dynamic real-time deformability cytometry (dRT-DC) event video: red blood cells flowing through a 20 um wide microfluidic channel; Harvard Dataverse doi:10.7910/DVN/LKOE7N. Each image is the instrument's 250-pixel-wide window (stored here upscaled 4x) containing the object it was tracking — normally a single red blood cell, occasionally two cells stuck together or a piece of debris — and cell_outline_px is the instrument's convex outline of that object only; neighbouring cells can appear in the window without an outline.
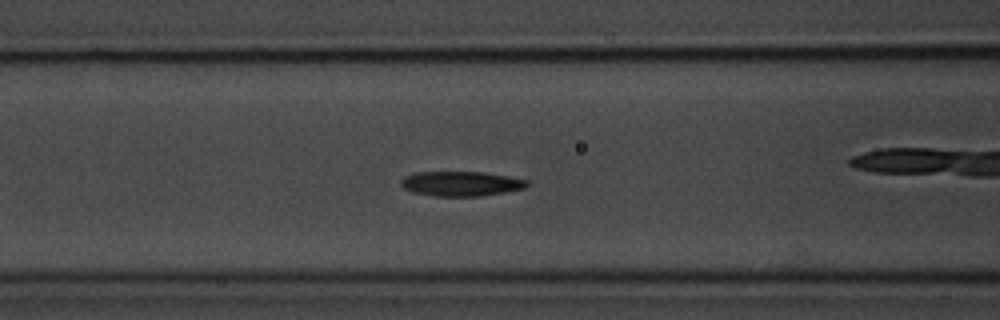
{"species": "common noctule bat (a hibernating species)", "species_latin": "Nyctalus noctula", "temperature_condition": "room temperature", "stored_images_in_passage": 32, "camera_frame_rate_fps": 3000, "um_per_image_px": 0.085, "animal": {"sex": "male", "body_mass_g": 20.1, "forearm_length_mm": 53.5}, "frame": {"image": 1, "passage_image": 14, "time_ms": 4.333, "image_size_px": [1000, 320], "cell_outline_px": [[532, 184], [524, 188], [504, 192], [480, 196], [432, 196], [412, 192], [404, 188], [400, 184], [400, 180], [404, 176], [416, 172], [484, 172], [508, 176], [528, 180]], "centroid_in_image_um": [39.18, 15.61], "position_along_channel_um": 127.4, "area_um2": 18.32}}